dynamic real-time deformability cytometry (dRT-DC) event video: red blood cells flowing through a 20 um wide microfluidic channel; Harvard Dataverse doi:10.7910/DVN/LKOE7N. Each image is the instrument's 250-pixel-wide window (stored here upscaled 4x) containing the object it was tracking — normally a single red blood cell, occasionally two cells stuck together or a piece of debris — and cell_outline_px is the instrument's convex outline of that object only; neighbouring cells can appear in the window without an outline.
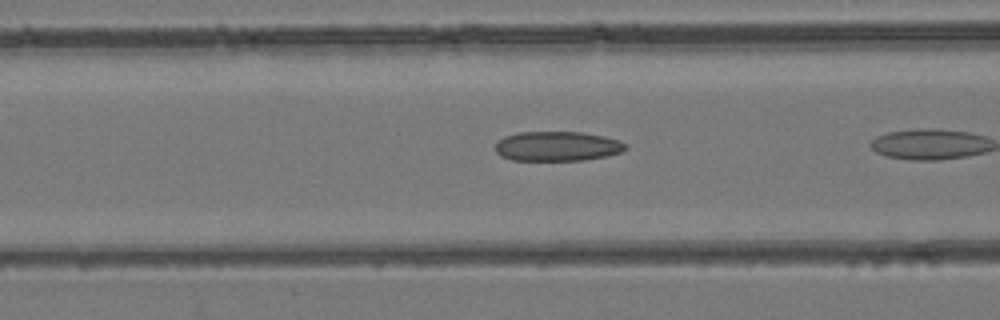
{"species": "common noctule bat (a hibernating species)", "species_latin": "Nyctalus noctula", "temperature_condition": "room temperature", "stored_images_in_passage": 5, "camera_frame_rate_fps": 3000, "um_per_image_px": 0.085, "animal": {"sex": "female", "body_mass_g": 24.6, "forearm_length_mm": 56.2}, "frame": {"image": 1, "passage_image": 4, "time_ms": 1.0, "image_size_px": [1000, 320], "cell_outline_px": [[628, 148], [620, 152], [608, 156], [584, 160], [512, 160], [500, 156], [496, 152], [496, 140], [504, 136], [516, 132], [580, 132], [604, 136], [620, 140], [628, 144]], "centroid_in_image_um": [47.37, 12.42], "position_along_channel_um": 119.2, "area_um2": 22.77}}